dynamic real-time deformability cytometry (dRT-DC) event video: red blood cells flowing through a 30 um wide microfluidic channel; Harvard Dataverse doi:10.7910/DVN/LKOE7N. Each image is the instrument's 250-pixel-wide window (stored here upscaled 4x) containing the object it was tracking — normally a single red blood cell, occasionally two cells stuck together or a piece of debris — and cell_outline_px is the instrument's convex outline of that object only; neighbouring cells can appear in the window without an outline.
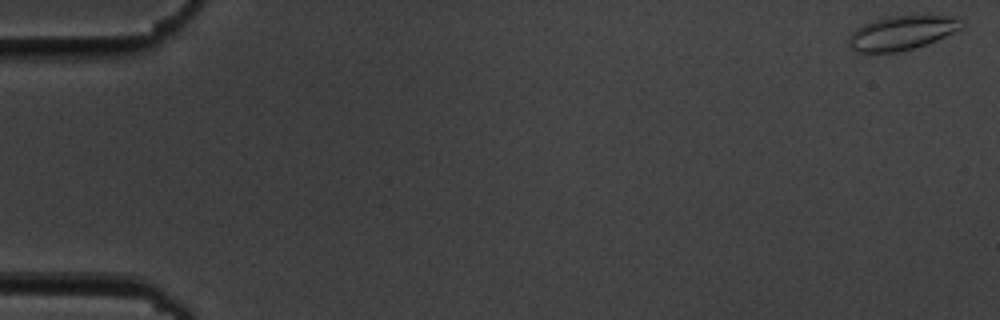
{"species": "common noctule bat (a hibernating species)", "species_latin": "Nyctalus noctula", "temperature_condition": "cold", "stored_images_in_passage": 55, "camera_frame_rate_fps": 3000, "um_per_image_px": 0.085, "animal": {"sex": "male", "body_mass_g": 19.5, "forearm_length_mm": 54.6}, "frame": {"image": 1, "passage_image": 1, "time_ms": 0.0, "image_size_px": [1000, 320], "cell_outline_px": [[964, 20], [960, 28], [928, 44], [896, 52], [856, 52], [848, 44], [848, 40], [852, 32], [856, 28], [864, 24], [888, 16], [928, 12], [960, 16]], "centroid_in_image_um": [76.74, 2.72], "position_along_channel_um": 8.3, "area_um2": 23.24}}
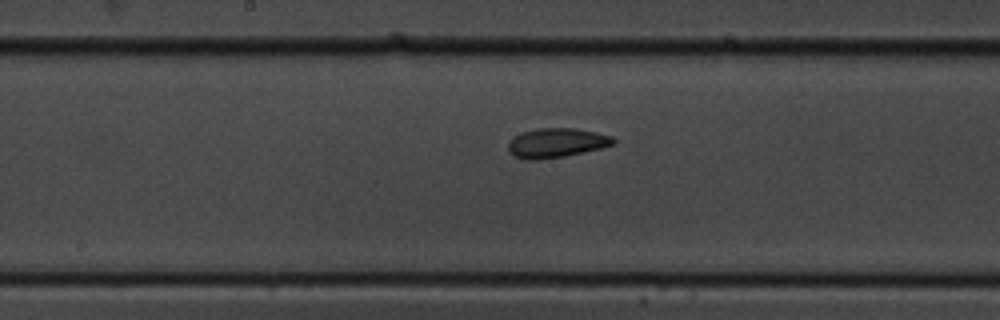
{"frame": {"image": 2, "passage_image": 29, "time_ms": 9.333, "image_size_px": [1000, 320], "cell_outline_px": [[616, 144], [600, 148], [564, 156], [536, 160], [528, 160], [512, 156], [508, 152], [508, 144], [520, 132], [540, 128], [576, 128], [596, 132], [612, 136], [616, 140]], "centroid_in_image_um": [47.3, 12.14], "position_along_channel_um": 200.9, "area_um2": 18.03}}
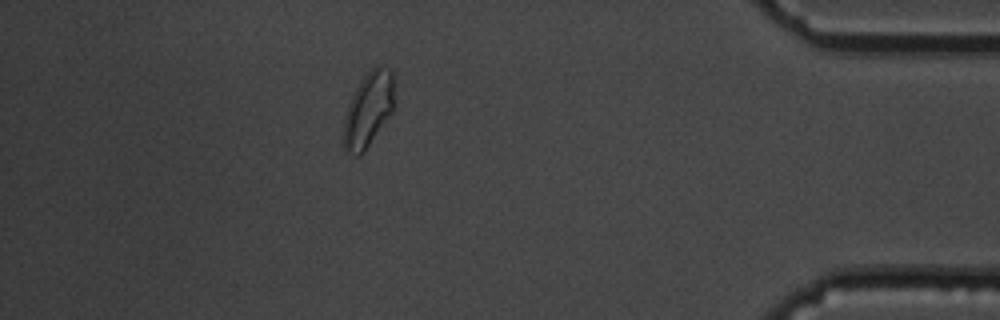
{"frame": {"image": 3, "passage_image": 49, "time_ms": 16.0, "image_size_px": [1000, 320], "cell_outline_px": [[396, 84], [392, 112], [364, 152], [360, 156], [356, 156], [344, 152], [344, 116], [348, 104], [360, 80], [376, 64], [380, 64], [392, 68]], "centroid_in_image_um": [31.34, 9.26], "position_along_channel_um": 403.9, "area_um2": 22.6}, "authors_computed_cell_mechanics": {"area_um2": 18.6116, "velocity_mm_per_s": 3.656, "shape_relaxation_time_tau1_ms": 2.7825, "shape_relaxation_time_tau2_ms": 2.5664, "deformation_change_tau1": 0.0889, "deformation_change_tau2": 0.0665}}